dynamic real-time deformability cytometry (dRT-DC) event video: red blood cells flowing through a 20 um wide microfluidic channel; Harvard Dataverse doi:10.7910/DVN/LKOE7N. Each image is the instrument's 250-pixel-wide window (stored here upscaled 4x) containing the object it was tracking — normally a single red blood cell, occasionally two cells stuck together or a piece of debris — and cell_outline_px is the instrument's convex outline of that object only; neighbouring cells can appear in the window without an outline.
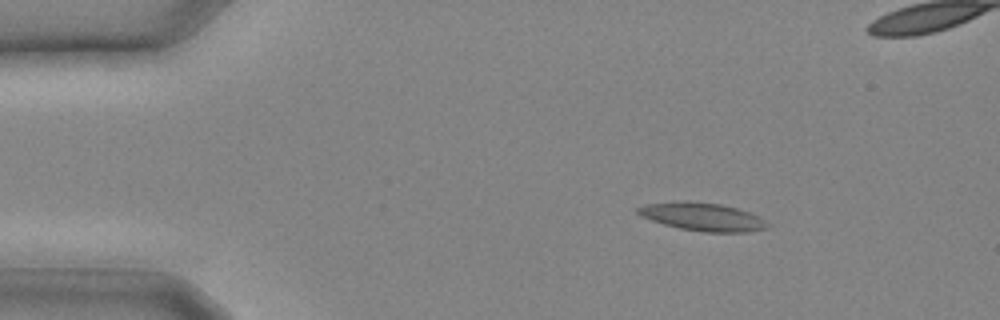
{"species": "common noctule bat (a hibernating species)", "species_latin": "Nyctalus noctula", "temperature_condition": "cold", "stored_images_in_passage": 20, "camera_frame_rate_fps": 3000, "um_per_image_px": 0.085, "animal": {"sex": "male", "body_mass_g": 20.4}, "frame": {"image": 1, "passage_image": 4, "time_ms": 1.0, "image_size_px": [1000, 320], "cell_outline_px": [[772, 224], [768, 228], [748, 232], [704, 232], [680, 228], [664, 224], [652, 220], [636, 212], [636, 208], [648, 204], [684, 200], [688, 200], [720, 204], [736, 208], [760, 216]], "centroid_in_image_um": [59.78, 18.42], "position_along_channel_um": 25.2, "area_um2": 21.21}}
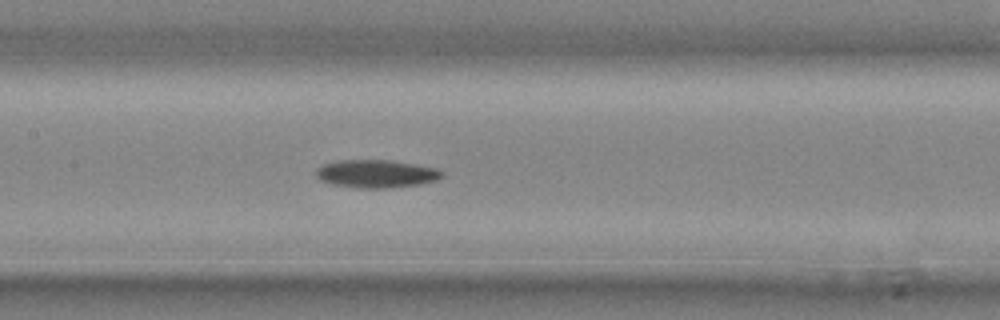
{"frame": {"image": 2, "passage_image": 13, "time_ms": 4.0, "image_size_px": [1000, 320], "cell_outline_px": [[444, 176], [436, 180], [416, 184], [384, 188], [360, 188], [332, 184], [320, 180], [316, 176], [316, 168], [324, 164], [340, 160], [388, 160], [416, 164], [436, 168], [444, 172]], "centroid_in_image_um": [31.97, 14.76], "position_along_channel_um": 175.4, "area_um2": 20.35}}
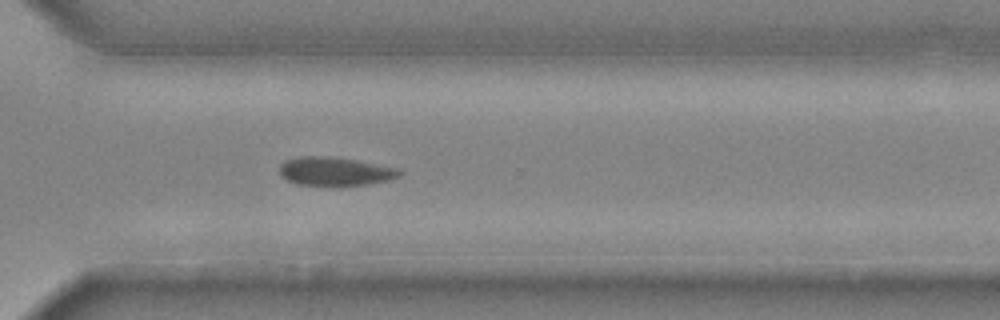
{"frame": {"image": 3, "passage_image": 20, "time_ms": 6.333, "image_size_px": [1000, 320], "cell_outline_px": [[404, 172], [400, 176], [388, 180], [368, 184], [332, 188], [296, 184], [280, 176], [280, 164], [284, 160], [300, 156], [328, 156], [356, 160], [400, 168]], "centroid_in_image_um": [28.48, 14.6], "position_along_channel_um": 342.1, "area_um2": 20.81}}